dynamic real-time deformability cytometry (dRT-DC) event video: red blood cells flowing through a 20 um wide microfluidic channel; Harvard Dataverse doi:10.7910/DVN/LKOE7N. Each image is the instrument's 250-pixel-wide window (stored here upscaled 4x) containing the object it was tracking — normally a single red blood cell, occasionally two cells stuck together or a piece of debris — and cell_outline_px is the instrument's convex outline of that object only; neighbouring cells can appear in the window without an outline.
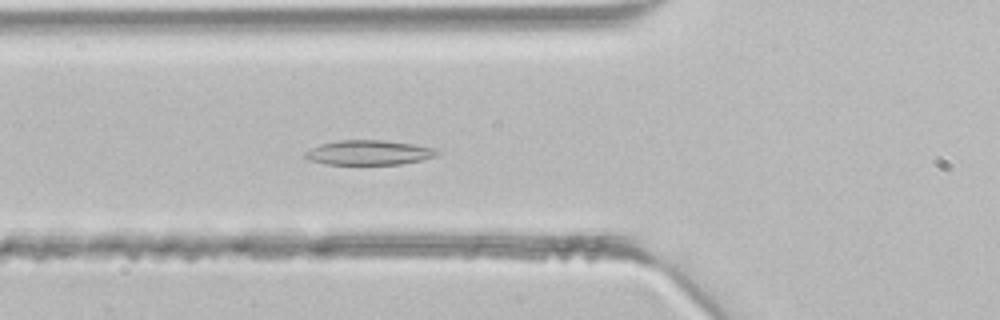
{"species": "common noctule bat (a hibernating species)", "species_latin": "Nyctalus noctula", "temperature_condition": "room temperature", "stored_images_in_passage": 34, "camera_frame_rate_fps": 3000, "um_per_image_px": 0.085, "animal": {"sex": "male", "body_mass_g": 21.5, "forearm_length_mm": 52.0}, "frame": {"image": 1, "passage_image": 6, "time_ms": 1.667, "image_size_px": [1000, 320], "cell_outline_px": [[444, 152], [436, 156], [420, 160], [400, 164], [328, 164], [308, 160], [304, 156], [304, 152], [320, 144], [340, 140], [384, 140], [412, 144], [432, 148]], "centroid_in_image_um": [31.36, 12.97], "position_along_channel_um": 94.4, "area_um2": 18.9}}
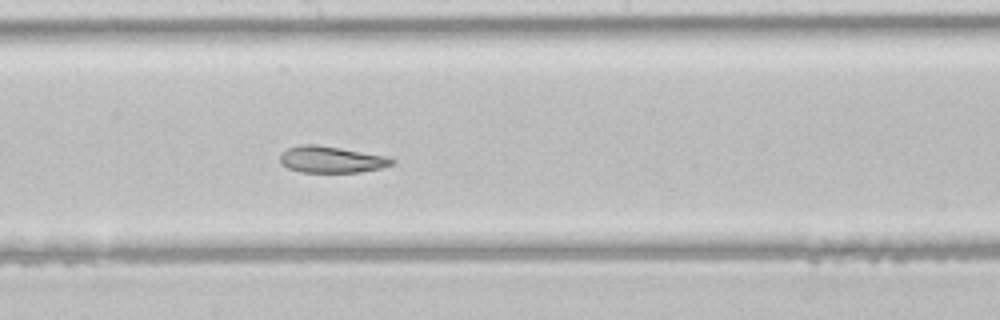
{"frame": {"image": 2, "passage_image": 14, "time_ms": 4.333, "image_size_px": [1000, 320], "cell_outline_px": [[396, 160], [392, 164], [380, 168], [360, 172], [300, 172], [288, 168], [280, 164], [280, 156], [288, 148], [300, 144], [316, 144], [388, 156]], "centroid_in_image_um": [28.16, 13.56], "position_along_channel_um": 220.0, "area_um2": 17.28}}
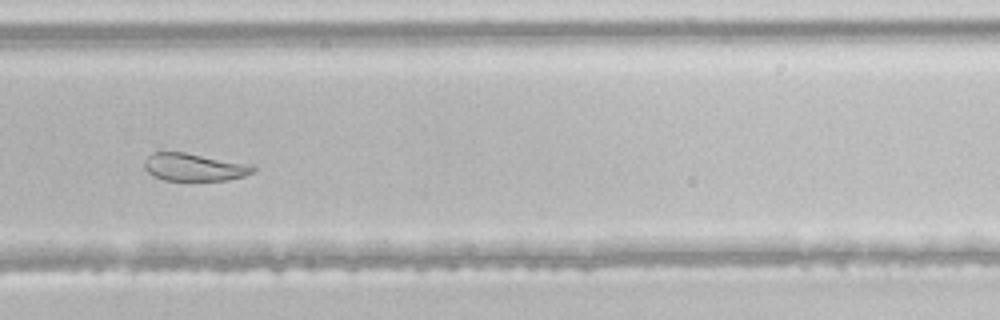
{"frame": {"image": 3, "passage_image": 20, "time_ms": 6.333, "image_size_px": [1000, 320], "cell_outline_px": [[256, 168], [252, 172], [244, 176], [228, 180], [164, 180], [148, 172], [144, 168], [144, 160], [148, 156], [156, 152], [184, 152], [252, 164]], "centroid_in_image_um": [16.52, 14.2], "position_along_channel_um": 313.3, "area_um2": 17.4}}